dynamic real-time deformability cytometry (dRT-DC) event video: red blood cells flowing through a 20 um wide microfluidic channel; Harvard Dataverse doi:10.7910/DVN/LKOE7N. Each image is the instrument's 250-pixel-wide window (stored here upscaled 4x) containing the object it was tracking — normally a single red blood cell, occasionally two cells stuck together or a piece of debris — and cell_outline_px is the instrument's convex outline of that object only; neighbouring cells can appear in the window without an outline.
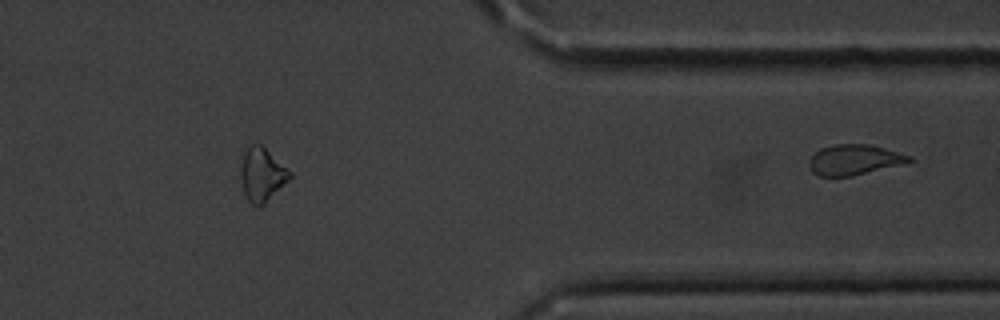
{"species": "common noctule bat (a hibernating species)", "species_latin": "Nyctalus noctula", "temperature_condition": "cold", "stored_images_in_passage": 40, "segment_of_instrument_passage": [2, 2], "camera_frame_rate_fps": 3000, "um_per_image_px": 0.085, "animal": {"sex": "male", "body_mass_g": 20.1, "forearm_length_mm": 53.5}, "frame": {"image": 1, "passage_image": 40, "time_ms": 13.0, "image_size_px": [1000, 320], "cell_outline_px": [[916, 160], [908, 164], [852, 176], [820, 176], [812, 172], [808, 164], [808, 160], [820, 148], [836, 144], [868, 144], [884, 148], [912, 156]], "centroid_in_image_um": [72.68, 13.59], "position_along_channel_um": 338.7, "area_um2": 18.03}}